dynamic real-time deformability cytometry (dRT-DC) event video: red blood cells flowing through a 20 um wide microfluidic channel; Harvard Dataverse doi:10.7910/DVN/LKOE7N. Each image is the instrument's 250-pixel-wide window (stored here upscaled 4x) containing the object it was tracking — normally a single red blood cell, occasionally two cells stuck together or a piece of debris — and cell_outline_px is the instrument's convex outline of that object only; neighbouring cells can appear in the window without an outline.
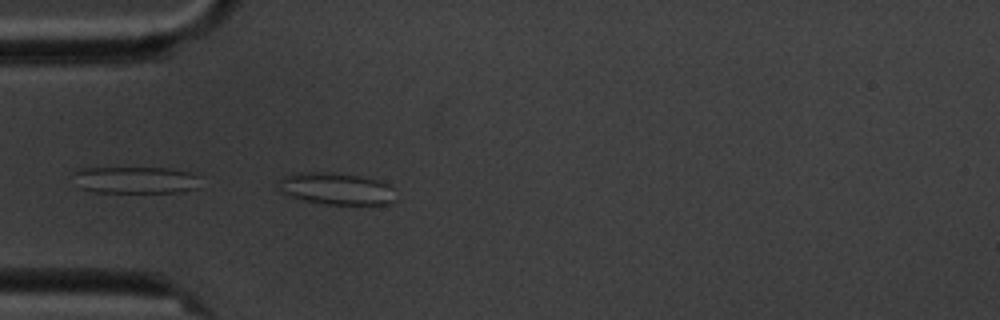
{"species": "common noctule bat (a hibernating species)", "species_latin": "Nyctalus noctula", "temperature_condition": "cold", "stored_images_in_passage": 5, "camera_frame_rate_fps": 3000, "um_per_image_px": 0.085, "animal": {"sex": "male", "body_mass_g": 20.1, "forearm_length_mm": 53.5}, "frame": {"image": 1, "passage_image": 5, "time_ms": 4.667, "image_size_px": [1000, 320], "cell_outline_px": [[392, 204], [328, 204], [304, 200], [280, 192], [280, 180], [284, 176], [300, 172], [324, 172], [356, 176], [376, 180], [392, 184]], "centroid_in_image_um": [28.58, 16.04], "position_along_channel_um": 56.4, "area_um2": 21.27}}